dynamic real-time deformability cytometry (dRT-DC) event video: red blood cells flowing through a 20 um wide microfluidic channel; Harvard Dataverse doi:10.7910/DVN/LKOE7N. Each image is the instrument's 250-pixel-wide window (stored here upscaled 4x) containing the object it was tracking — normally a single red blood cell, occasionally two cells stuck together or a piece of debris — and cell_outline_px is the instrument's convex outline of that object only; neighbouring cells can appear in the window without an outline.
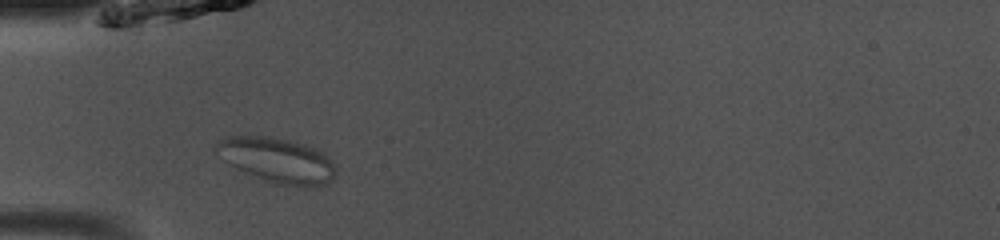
{"species": "common noctule bat (a hibernating species)", "species_latin": "Nyctalus noctula", "temperature_condition": "room temperature", "stored_images_in_passage": 6, "camera_frame_rate_fps": 3000, "um_per_image_px": 0.085, "animal": {"sex": "male", "body_mass_g": 13.0, "forearm_length_mm": 53.1}, "frame": {"image": 1, "passage_image": 1, "time_ms": 0.0, "image_size_px": [1000, 240], "cell_outline_px": [[336, 176], [328, 184], [308, 188], [300, 188], [276, 184], [244, 172], [228, 164], [212, 148], [224, 136], [268, 136], [288, 140], [304, 144], [316, 148], [328, 156], [336, 168]], "centroid_in_image_um": [23.59, 13.64], "position_along_channel_um": 61.4, "area_um2": 31.91}}
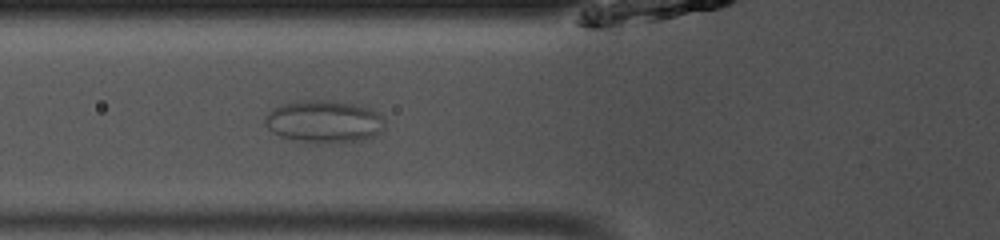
{"frame": {"image": 2, "passage_image": 4, "time_ms": 1.0, "image_size_px": [1000, 240], "cell_outline_px": [[384, 128], [380, 132], [372, 136], [360, 140], [320, 144], [312, 144], [280, 136], [272, 132], [264, 124], [264, 120], [268, 112], [284, 104], [300, 100], [332, 100], [360, 104], [372, 108], [384, 120]], "centroid_in_image_um": [27.55, 10.33], "position_along_channel_um": 98.3, "area_um2": 29.88}}